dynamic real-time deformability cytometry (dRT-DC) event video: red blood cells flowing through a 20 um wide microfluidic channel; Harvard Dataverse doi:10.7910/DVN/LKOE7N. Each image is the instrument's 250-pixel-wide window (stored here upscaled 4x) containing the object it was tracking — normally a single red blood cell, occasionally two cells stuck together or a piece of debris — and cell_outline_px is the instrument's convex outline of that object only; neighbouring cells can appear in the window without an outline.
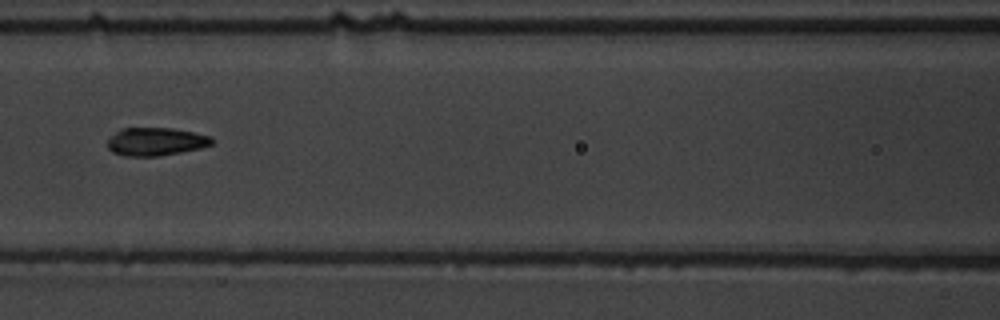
{"species": "common noctule bat (a hibernating species)", "species_latin": "Nyctalus noctula", "temperature_condition": "warm", "stored_images_in_passage": 10, "camera_frame_rate_fps": 3000, "um_per_image_px": 0.085, "animal": {"sex": "male", "body_mass_g": 19.5, "forearm_length_mm": 54.6}, "frame": {"image": 1, "passage_image": 7, "time_ms": 8.0, "image_size_px": [1000, 320], "cell_outline_px": [[212, 144], [200, 148], [160, 156], [124, 156], [112, 152], [108, 148], [108, 140], [120, 128], [172, 128], [212, 136]], "centroid_in_image_um": [13.23, 12.04], "position_along_channel_um": 153.4, "area_um2": 16.99}}
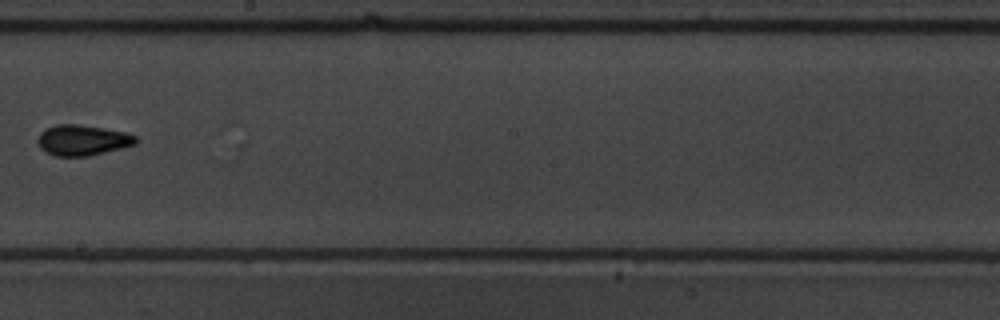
{"frame": {"image": 2, "passage_image": 9, "time_ms": 10.333, "image_size_px": [1000, 320], "cell_outline_px": [[140, 140], [136, 144], [88, 156], [56, 156], [44, 152], [40, 148], [36, 140], [40, 132], [44, 128], [56, 124], [76, 124], [104, 128], [128, 132], [136, 136]], "centroid_in_image_um": [7.0, 11.9], "position_along_channel_um": 241.2, "area_um2": 17.74}}
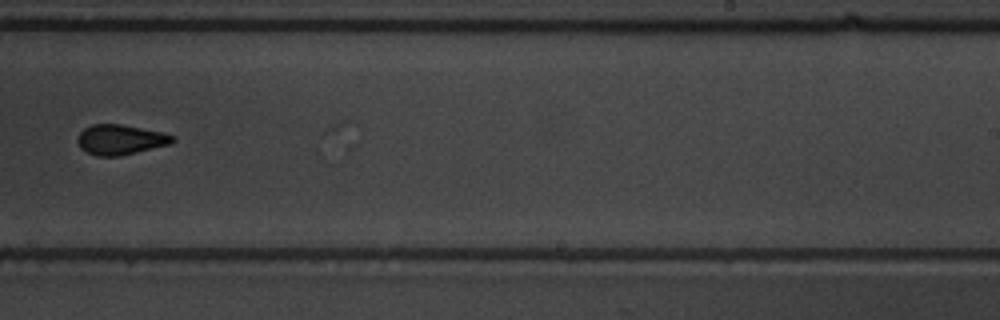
{"frame": {"image": 3, "passage_image": 10, "time_ms": 11.333, "image_size_px": [1000, 320], "cell_outline_px": [[176, 140], [172, 144], [120, 156], [96, 156], [80, 148], [76, 140], [80, 132], [84, 128], [92, 124], [120, 124], [164, 132], [176, 136]], "centroid_in_image_um": [10.27, 11.87], "position_along_channel_um": 278.7, "area_um2": 16.88}}